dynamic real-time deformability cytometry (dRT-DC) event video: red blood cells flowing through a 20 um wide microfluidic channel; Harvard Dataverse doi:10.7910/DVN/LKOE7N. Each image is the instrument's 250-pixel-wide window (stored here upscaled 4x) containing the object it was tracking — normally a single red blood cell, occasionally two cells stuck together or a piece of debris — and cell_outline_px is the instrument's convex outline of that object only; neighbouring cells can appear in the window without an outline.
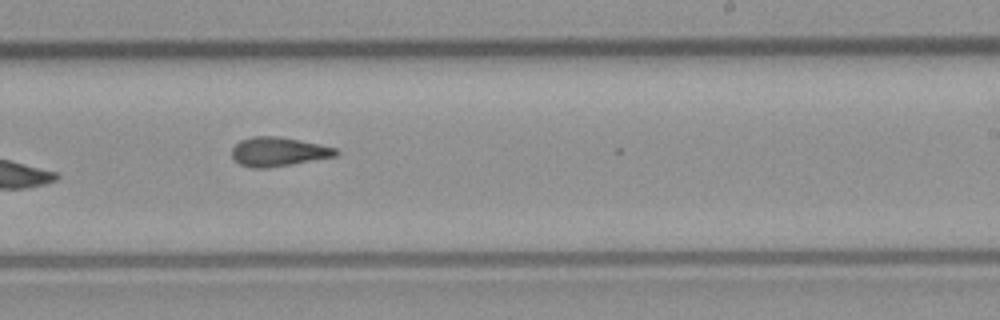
{"species": "common noctule bat (a hibernating species)", "species_latin": "Nyctalus noctula", "temperature_condition": "room temperature", "stored_images_in_passage": 9, "camera_frame_rate_fps": 3000, "um_per_image_px": 0.085, "animal": {"sex": "male", "body_mass_g": 23.1, "forearm_length_mm": 52.7}, "frame": {"image": 1, "passage_image": 9, "time_ms": 9.333, "image_size_px": [1000, 320], "cell_outline_px": [[340, 152], [336, 156], [268, 168], [252, 168], [240, 164], [232, 156], [232, 148], [240, 140], [252, 136], [276, 136], [320, 144], [336, 148]], "centroid_in_image_um": [23.65, 12.89], "position_along_channel_um": 265.3, "area_um2": 17.51}}